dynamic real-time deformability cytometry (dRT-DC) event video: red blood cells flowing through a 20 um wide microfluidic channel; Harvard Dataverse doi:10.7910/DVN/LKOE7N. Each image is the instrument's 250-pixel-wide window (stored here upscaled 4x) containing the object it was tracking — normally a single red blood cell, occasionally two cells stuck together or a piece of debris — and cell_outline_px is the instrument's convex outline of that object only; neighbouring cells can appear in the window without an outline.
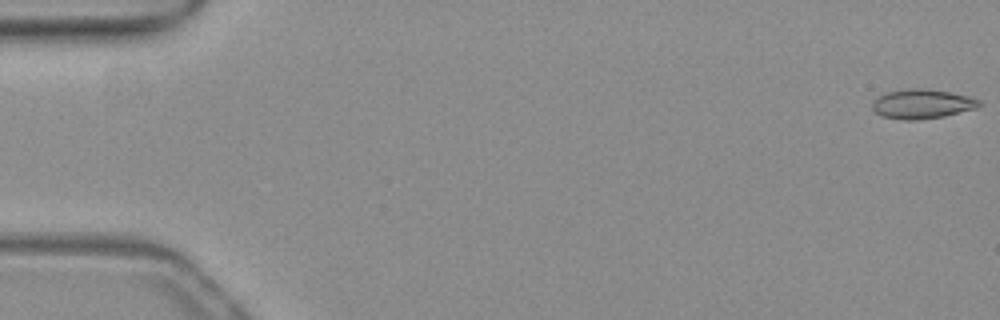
{"species": "common noctule bat (a hibernating species)", "species_latin": "Nyctalus noctula", "temperature_condition": "warm", "stored_images_in_passage": 53, "camera_frame_rate_fps": 3000, "um_per_image_px": 0.085, "animal": {"sex": "female", "body_mass_g": 19.3, "forearm_length_mm": 54.1}, "frame": {"image": 1, "passage_image": 1, "time_ms": 0.0, "image_size_px": [1000, 320], "cell_outline_px": [[980, 104], [976, 108], [944, 116], [920, 120], [900, 120], [880, 116], [872, 108], [872, 100], [884, 92], [916, 88], [920, 88], [948, 92], [968, 96], [980, 100]], "centroid_in_image_um": [78.32, 8.85], "position_along_channel_um": 6.7, "area_um2": 18.32}}
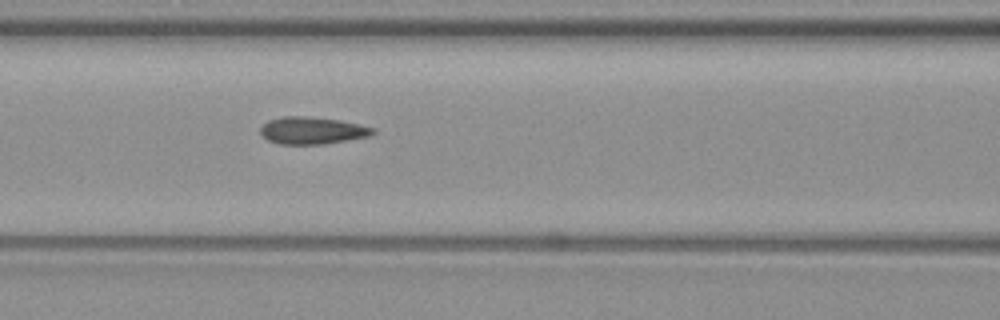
{"frame": {"image": 2, "passage_image": 23, "time_ms": 7.333, "image_size_px": [1000, 320], "cell_outline_px": [[376, 132], [368, 136], [320, 144], [280, 144], [268, 140], [260, 132], [260, 128], [268, 120], [284, 116], [304, 116], [340, 120], [376, 128]], "centroid_in_image_um": [26.53, 11.08], "position_along_channel_um": 140.1, "area_um2": 17.57}}
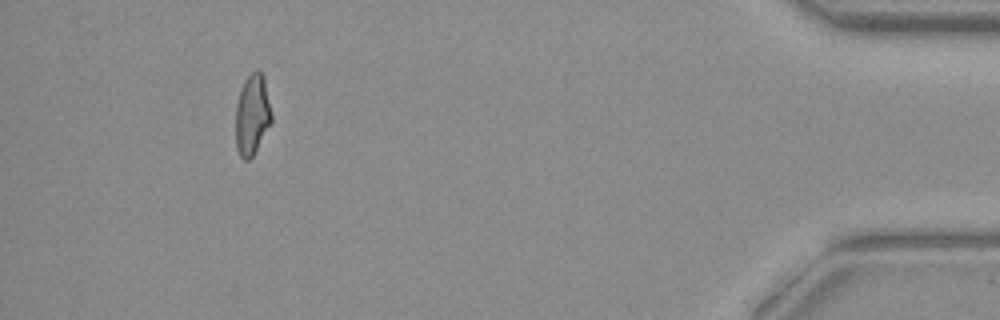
{"frame": {"image": 3, "passage_image": 49, "time_ms": 16.0, "image_size_px": [1000, 320], "cell_outline_px": [[272, 124], [252, 156], [248, 160], [244, 160], [240, 156], [236, 148], [236, 104], [244, 80], [256, 68], [264, 76], [272, 116]], "centroid_in_image_um": [21.45, 9.75], "position_along_channel_um": 413.8, "area_um2": 16.94}, "authors_computed_cell_mechanics": {"area_um2": 17.5134, "velocity_mm_per_s": 3.9369, "shape_relaxation_time_tau1_ms": 10.6263, "shape_relaxation_time_tau2_ms": 1.1628, "deformation_change_tau1": 0.251, "deformation_change_tau2": 0.0928}}